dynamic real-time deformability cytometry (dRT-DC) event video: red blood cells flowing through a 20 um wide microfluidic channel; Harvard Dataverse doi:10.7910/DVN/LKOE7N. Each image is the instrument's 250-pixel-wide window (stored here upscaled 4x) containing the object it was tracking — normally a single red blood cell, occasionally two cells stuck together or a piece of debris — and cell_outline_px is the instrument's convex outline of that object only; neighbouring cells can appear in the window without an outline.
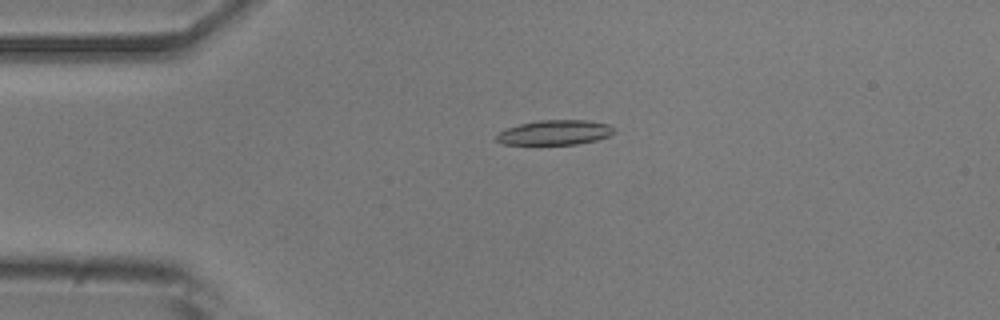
{"species": "common noctule bat (a hibernating species)", "species_latin": "Nyctalus noctula", "temperature_condition": "room temperature", "stored_images_in_passage": 42, "camera_frame_rate_fps": 3000, "um_per_image_px": 0.085, "animal": {"sex": "male", "body_mass_g": 20.5, "forearm_length_mm": 52.5}, "frame": {"image": 1, "passage_image": 2, "time_ms": 0.333, "image_size_px": [1000, 320], "cell_outline_px": [[616, 132], [608, 136], [596, 140], [576, 144], [504, 144], [496, 140], [496, 136], [500, 132], [508, 128], [520, 124], [540, 120], [588, 120], [608, 124]], "centroid_in_image_um": [47.19, 11.26], "position_along_channel_um": 37.8, "area_um2": 16.76}}
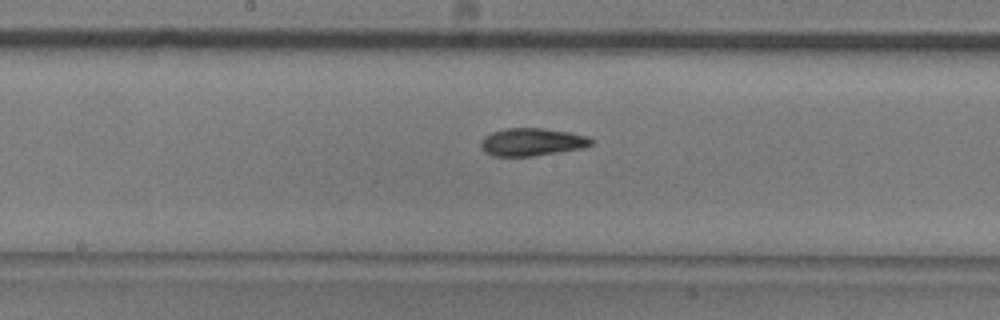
{"frame": {"image": 2, "passage_image": 17, "time_ms": 5.333, "image_size_px": [1000, 320], "cell_outline_px": [[596, 140], [592, 144], [584, 148], [532, 156], [492, 156], [484, 152], [480, 148], [480, 140], [484, 136], [492, 132], [508, 128], [544, 128], [572, 132], [588, 136]], "centroid_in_image_um": [45.23, 12.06], "position_along_channel_um": 203.0, "area_um2": 18.15}}
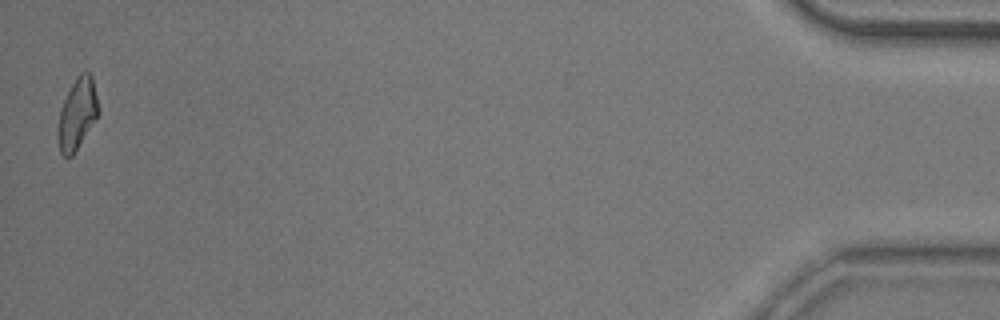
{"frame": {"image": 3, "passage_image": 42, "time_ms": 13.667, "image_size_px": [1000, 320], "cell_outline_px": [[100, 112], [72, 156], [64, 156], [60, 152], [56, 136], [56, 128], [60, 108], [76, 76], [80, 72], [92, 72], [100, 108]], "centroid_in_image_um": [6.56, 9.65], "position_along_channel_um": 428.6, "area_um2": 17.11}, "authors_computed_cell_mechanics": {"area_um2": 17.5134, "velocity_mm_per_s": 3.8567, "shape_relaxation_time_tau1_ms": 5.5217, "shape_relaxation_time_tau2_ms": 2.9124, "deformation_change_tau1": 0.1711, "deformation_change_tau2": 0.0942}}